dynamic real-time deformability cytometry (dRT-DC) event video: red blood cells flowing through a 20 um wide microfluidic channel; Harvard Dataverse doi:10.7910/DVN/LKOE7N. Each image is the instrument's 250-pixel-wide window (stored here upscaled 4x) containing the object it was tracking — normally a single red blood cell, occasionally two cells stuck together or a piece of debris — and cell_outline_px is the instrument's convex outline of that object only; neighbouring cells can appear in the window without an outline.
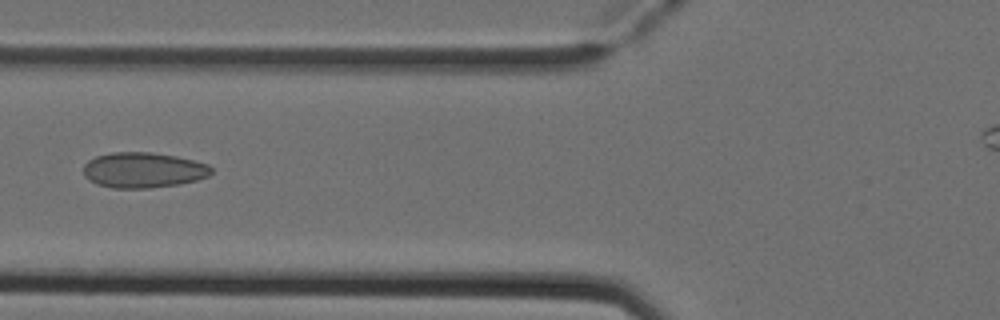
{"species": "Egyptian fruit bat (a non-hibernating species)", "species_latin": "Rousettus aegyptiacus", "temperature_condition": "cold", "stored_images_in_passage": 5, "camera_frame_rate_fps": 3000, "um_per_image_px": 0.085, "animal": {"sex": "female"}, "frame": {"image": 1, "passage_image": 4, "time_ms": 1.0, "image_size_px": [1000, 320], "cell_outline_px": [[212, 172], [208, 176], [196, 180], [180, 184], [148, 188], [112, 188], [96, 184], [88, 180], [84, 176], [84, 164], [88, 160], [96, 156], [112, 152], [152, 152], [176, 156], [208, 164], [212, 168]], "centroid_in_image_um": [12.16, 14.46], "position_along_channel_um": 113.6, "area_um2": 26.53}}
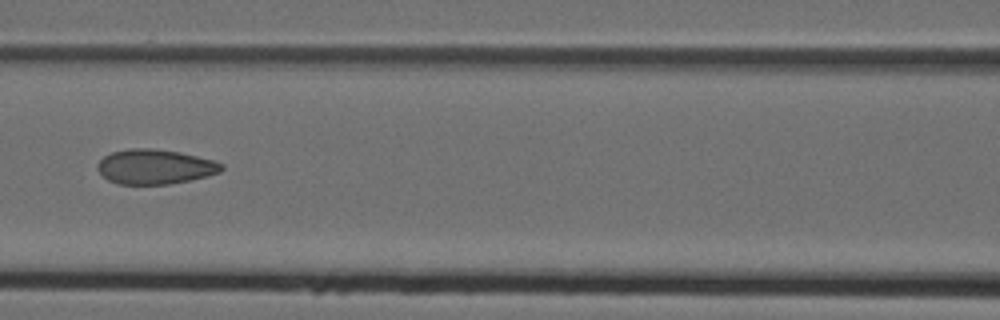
{"frame": {"image": 2, "passage_image": 5, "time_ms": 1.333, "image_size_px": [1000, 320], "cell_outline_px": [[224, 168], [220, 172], [208, 176], [168, 184], [116, 184], [108, 180], [96, 168], [96, 164], [104, 156], [112, 152], [128, 148], [152, 148], [180, 152], [212, 160], [224, 164]], "centroid_in_image_um": [13.15, 14.17], "position_along_channel_um": 153.4, "area_um2": 25.14}}